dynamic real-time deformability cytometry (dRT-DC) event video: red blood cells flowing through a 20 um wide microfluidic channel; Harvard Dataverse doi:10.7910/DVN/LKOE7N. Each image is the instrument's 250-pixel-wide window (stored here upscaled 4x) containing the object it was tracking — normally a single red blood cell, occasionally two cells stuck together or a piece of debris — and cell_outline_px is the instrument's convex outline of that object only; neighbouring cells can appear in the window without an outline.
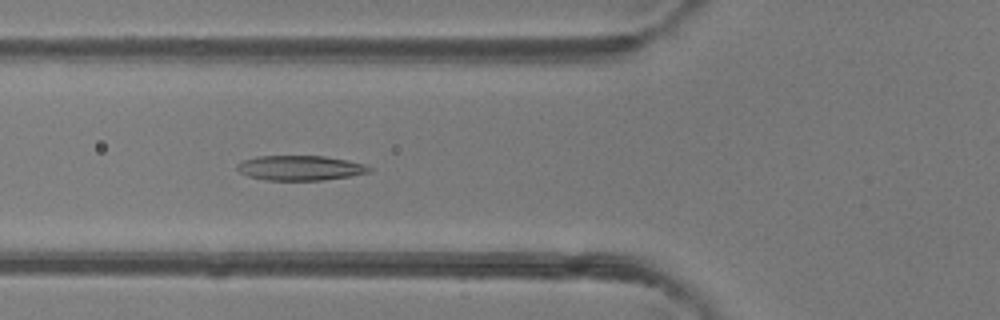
{"species": "common noctule bat (a hibernating species)", "species_latin": "Nyctalus noctula", "temperature_condition": "room temperature", "stored_images_in_passage": 47, "camera_frame_rate_fps": 3000, "um_per_image_px": 0.085, "animal": {"sex": "female"}, "frame": {"image": 1, "passage_image": 17, "time_ms": 5.333, "image_size_px": [1000, 320], "cell_outline_px": [[372, 172], [352, 176], [320, 180], [268, 180], [248, 176], [240, 172], [236, 168], [236, 164], [244, 160], [256, 156], [324, 156], [348, 160], [364, 164], [372, 168]], "centroid_in_image_um": [25.54, 14.27], "position_along_channel_um": 100.3, "area_um2": 19.19}}
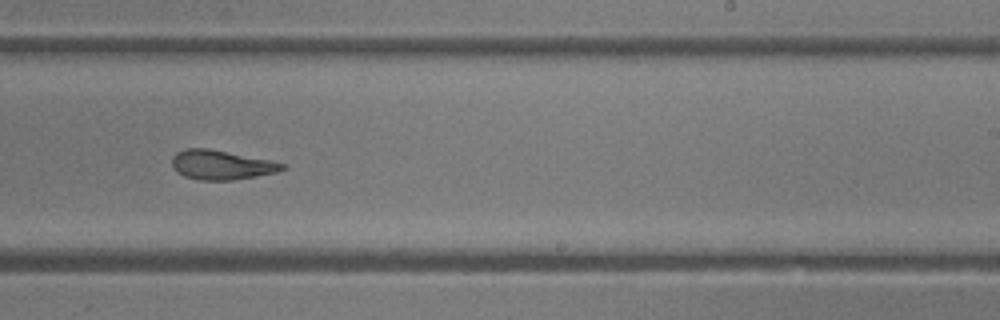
{"frame": {"image": 2, "passage_image": 29, "time_ms": 9.333, "image_size_px": [1000, 320], "cell_outline_px": [[288, 168], [276, 172], [256, 176], [232, 180], [196, 180], [184, 176], [176, 172], [172, 164], [172, 156], [176, 152], [184, 148], [208, 148], [272, 160], [288, 164]], "centroid_in_image_um": [18.83, 14.01], "position_along_channel_um": 270.2, "area_um2": 19.19}}
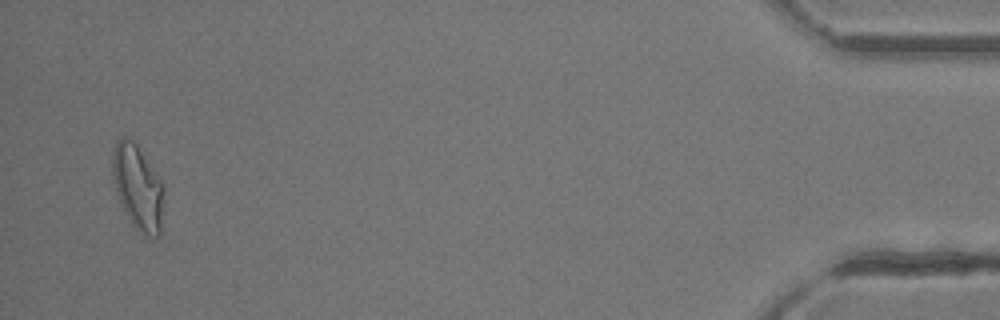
{"frame": {"image": 3, "passage_image": 46, "time_ms": 15.0, "image_size_px": [1000, 320], "cell_outline_px": [[164, 188], [160, 232], [156, 236], [148, 236], [136, 228], [132, 224], [116, 192], [112, 176], [112, 152], [116, 140], [124, 136], [132, 140], [136, 144], [160, 180]], "centroid_in_image_um": [11.69, 15.88], "position_along_channel_um": 423.5, "area_um2": 24.8}, "authors_computed_cell_mechanics": {"area_um2": 20.3456, "velocity_mm_per_s": 4.2442, "shape_relaxation_time_tau1_ms": 4.6818, "shape_relaxation_time_tau2_ms": 1.9318, "deformation_change_tau1": 0.163, "deformation_change_tau2": 0.1111}}